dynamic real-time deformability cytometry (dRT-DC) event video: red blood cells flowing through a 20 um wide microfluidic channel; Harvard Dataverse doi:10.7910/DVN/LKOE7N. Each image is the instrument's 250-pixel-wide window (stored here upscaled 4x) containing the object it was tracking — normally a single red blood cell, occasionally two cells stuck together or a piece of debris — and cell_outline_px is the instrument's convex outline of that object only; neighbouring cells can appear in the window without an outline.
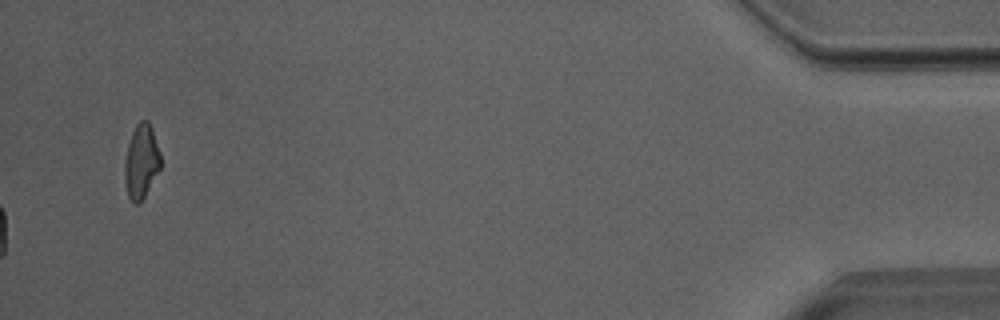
{"species": "Egyptian fruit bat (a non-hibernating species)", "species_latin": "Rousettus aegyptiacus", "temperature_condition": "room temperature", "stored_images_in_passage": 52, "camera_frame_rate_fps": 3000, "um_per_image_px": 0.085, "animal": {"sex": "male"}, "frame": {"image": 1, "passage_image": 52, "time_ms": 17.0, "image_size_px": [1000, 320], "cell_outline_px": [[160, 168], [140, 204], [132, 204], [128, 196], [124, 184], [124, 160], [128, 144], [132, 132], [136, 124], [140, 120], [148, 120], [152, 128], [160, 152]], "centroid_in_image_um": [11.98, 13.74], "position_along_channel_um": 423.2, "area_um2": 15.72}, "authors_computed_cell_mechanics": {"area_um2": 18.1203, "velocity_mm_per_s": 4.0129, "shape_relaxation_time_tau1_ms": 5.8884, "shape_relaxation_time_tau2_ms": 1.4605, "deformation_change_tau1": 0.1251, "deformation_change_tau2": 0.0696}}